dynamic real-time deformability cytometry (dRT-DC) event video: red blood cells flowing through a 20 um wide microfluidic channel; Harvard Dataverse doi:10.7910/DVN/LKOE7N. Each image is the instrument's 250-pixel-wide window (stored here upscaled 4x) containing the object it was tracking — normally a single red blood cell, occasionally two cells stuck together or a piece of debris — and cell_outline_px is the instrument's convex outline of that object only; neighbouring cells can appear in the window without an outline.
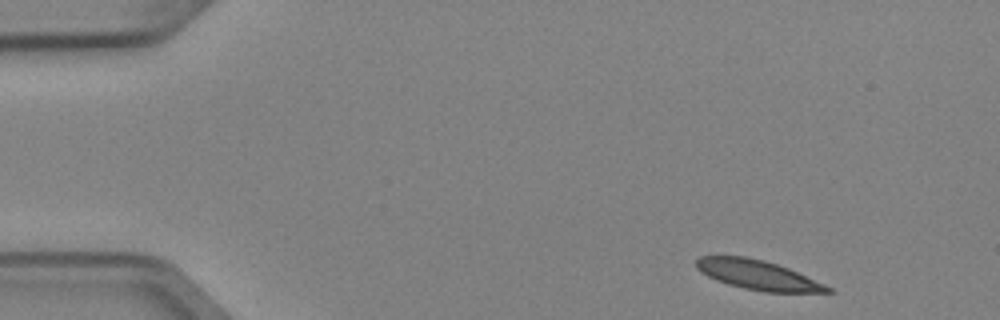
{"species": "Egyptian fruit bat (a non-hibernating species)", "species_latin": "Rousettus aegyptiacus", "temperature_condition": "cold", "stored_images_in_passage": 3, "camera_frame_rate_fps": 3000, "um_per_image_px": 0.085, "animal": {"sex": "female"}, "frame": {"image": 1, "passage_image": 1, "time_ms": 0.0, "image_size_px": [1000, 320], "cell_outline_px": [[836, 292], [764, 292], [744, 288], [728, 284], [716, 280], [708, 276], [696, 268], [696, 260], [700, 256], [744, 256], [764, 260], [788, 268], [824, 284], [832, 288]], "centroid_in_image_um": [64.41, 23.37], "position_along_channel_um": 20.6, "area_um2": 22.37}}
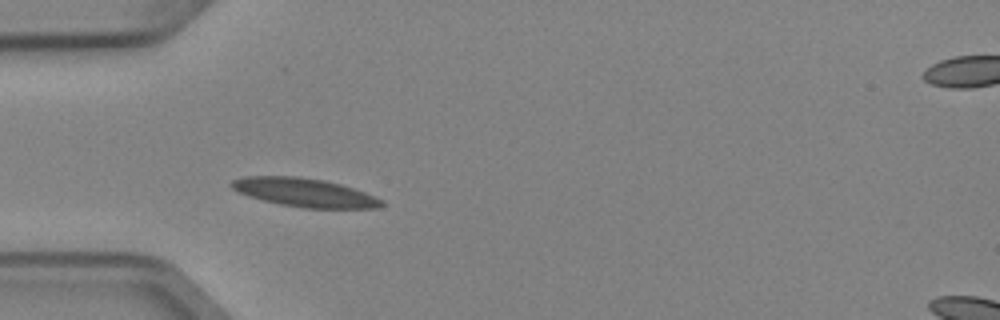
{"frame": {"image": 2, "passage_image": 3, "time_ms": 0.667, "image_size_px": [1000, 320], "cell_outline_px": [[384, 204], [376, 208], [304, 208], [280, 204], [248, 196], [232, 188], [228, 184], [232, 180], [244, 176], [296, 176], [324, 180], [340, 184], [364, 192], [384, 200]], "centroid_in_image_um": [25.87, 16.36], "position_along_channel_um": 59.1, "area_um2": 24.85}}